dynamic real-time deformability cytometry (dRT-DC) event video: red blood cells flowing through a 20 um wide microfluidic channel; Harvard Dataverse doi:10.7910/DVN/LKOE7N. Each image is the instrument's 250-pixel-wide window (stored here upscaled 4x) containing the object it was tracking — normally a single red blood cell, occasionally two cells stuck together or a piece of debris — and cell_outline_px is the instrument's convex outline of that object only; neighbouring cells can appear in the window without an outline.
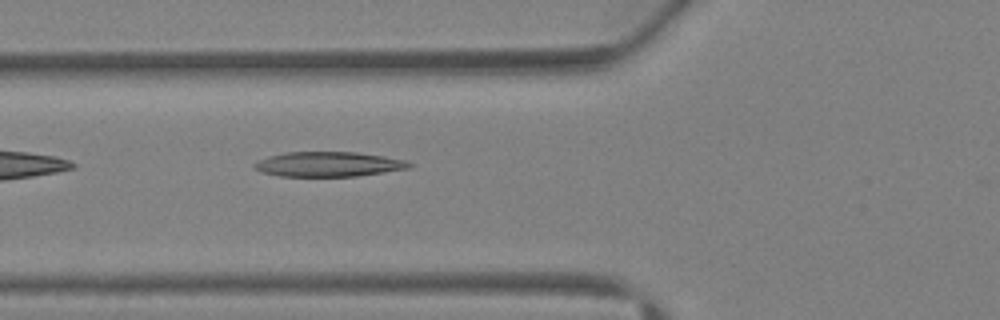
{"species": "Egyptian fruit bat (a non-hibernating species)", "species_latin": "Rousettus aegyptiacus", "temperature_condition": "warm", "stored_images_in_passage": 6, "camera_frame_rate_fps": 3000, "um_per_image_px": 0.085, "animal": {"sex": "female"}, "frame": {"image": 1, "passage_image": 5, "time_ms": 4.667, "image_size_px": [1000, 320], "cell_outline_px": [[412, 168], [356, 176], [280, 176], [260, 172], [252, 168], [252, 164], [268, 156], [288, 152], [356, 152], [384, 156], [408, 160], [412, 164]], "centroid_in_image_um": [27.93, 13.96], "position_along_channel_um": 97.9, "area_um2": 22.54}}